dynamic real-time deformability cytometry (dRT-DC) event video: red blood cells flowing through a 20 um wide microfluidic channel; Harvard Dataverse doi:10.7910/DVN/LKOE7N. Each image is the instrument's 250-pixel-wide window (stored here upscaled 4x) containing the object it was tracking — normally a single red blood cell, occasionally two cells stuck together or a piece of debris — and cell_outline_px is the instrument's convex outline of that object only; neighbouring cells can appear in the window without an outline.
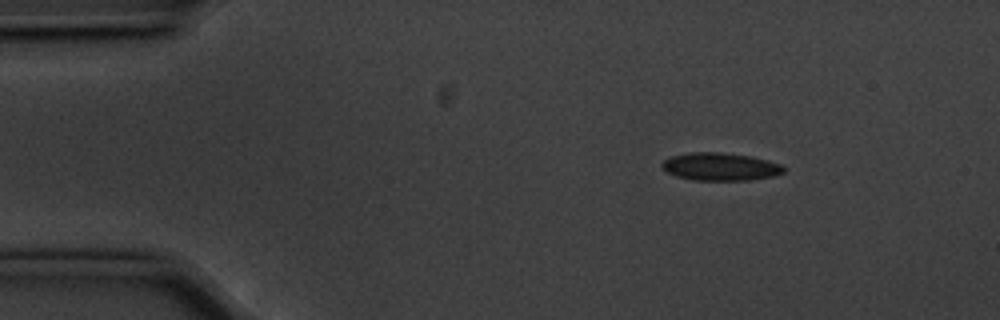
{"species": "common noctule bat (a hibernating species)", "species_latin": "Nyctalus noctula", "temperature_condition": "cold", "stored_images_in_passage": 49, "camera_frame_rate_fps": 3000, "um_per_image_px": 0.085, "animal": {"sex": "male", "body_mass_g": 20.1, "forearm_length_mm": 53.5}, "frame": {"image": 1, "passage_image": 1, "time_ms": 0.0, "image_size_px": [1000, 320], "cell_outline_px": [[784, 172], [772, 176], [748, 180], [692, 180], [676, 176], [660, 168], [660, 164], [664, 160], [672, 156], [688, 152], [720, 152], [752, 156], [768, 160], [780, 164], [784, 168]], "centroid_in_image_um": [61.19, 14.16], "position_along_channel_um": 23.8, "area_um2": 19.77}}
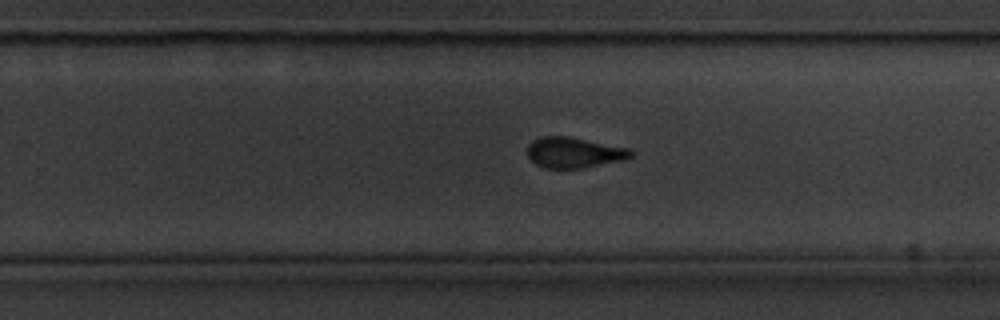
{"frame": {"image": 2, "passage_image": 28, "time_ms": 9.0, "image_size_px": [1000, 320], "cell_outline_px": [[636, 152], [632, 156], [624, 160], [580, 168], [544, 168], [536, 164], [528, 156], [528, 144], [532, 140], [540, 136], [568, 136], [628, 148]], "centroid_in_image_um": [48.79, 12.96], "position_along_channel_um": 281.0, "area_um2": 18.44}}
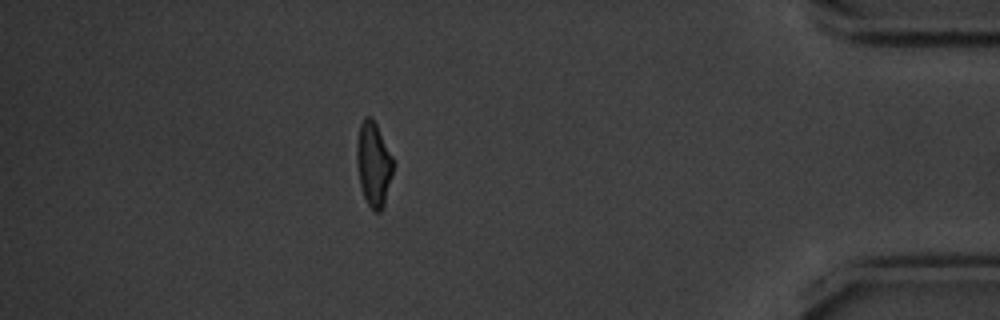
{"frame": {"image": 3, "passage_image": 42, "time_ms": 13.667, "image_size_px": [1000, 320], "cell_outline_px": [[396, 164], [384, 204], [380, 212], [376, 212], [368, 204], [364, 196], [360, 184], [356, 164], [356, 144], [360, 124], [364, 116], [372, 116], [396, 160]], "centroid_in_image_um": [31.78, 13.9], "position_along_channel_um": 403.4, "area_um2": 18.44}, "authors_computed_cell_mechanics": {"area_um2": 19.1896, "velocity_mm_per_s": 3.5791, "shape_relaxation_time_tau1_ms": 3.367, "shape_relaxation_time_tau2_ms": 1.7654, "deformation_change_tau1": 0.1042, "deformation_change_tau2": 0.0476}}